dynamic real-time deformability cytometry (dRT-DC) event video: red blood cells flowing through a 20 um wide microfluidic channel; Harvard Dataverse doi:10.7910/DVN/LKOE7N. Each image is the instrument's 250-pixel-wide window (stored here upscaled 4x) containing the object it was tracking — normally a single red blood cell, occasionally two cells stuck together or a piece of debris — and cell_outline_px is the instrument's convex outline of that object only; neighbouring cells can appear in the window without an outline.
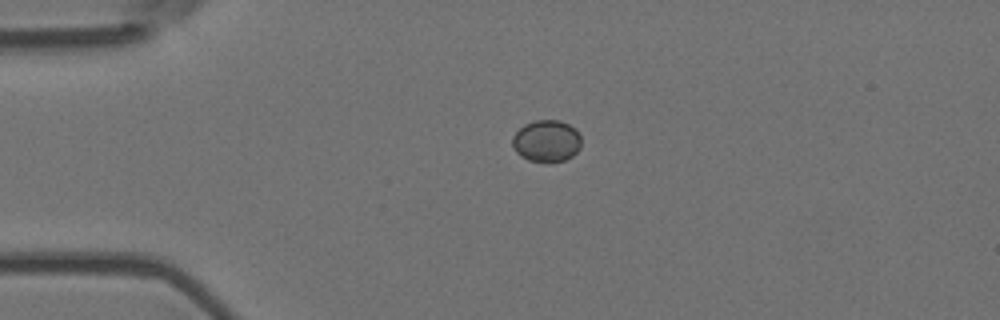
{"species": "Egyptian fruit bat (a non-hibernating species)", "species_latin": "Rousettus aegyptiacus", "temperature_condition": "room temperature", "stored_images_in_passage": 2, "camera_frame_rate_fps": 3000, "um_per_image_px": 0.085, "animal": {"sex": "female"}, "frame": {"image": 1, "passage_image": 1, "time_ms": 0.0, "image_size_px": [1000, 320], "cell_outline_px": [[580, 148], [572, 156], [564, 160], [548, 164], [528, 160], [520, 156], [516, 152], [512, 144], [512, 136], [524, 124], [536, 120], [560, 120], [568, 124], [580, 136]], "centroid_in_image_um": [46.43, 12.01], "position_along_channel_um": 38.6, "area_um2": 16.94}}